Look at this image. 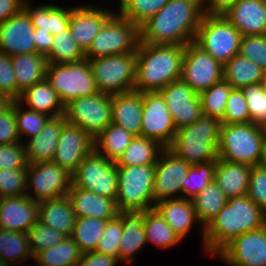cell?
I'll list each match as a JSON object with an SVG mask.
<instances>
[{
  "instance_id": "74e56055",
  "label": "cell",
  "mask_w": 266,
  "mask_h": 266,
  "mask_svg": "<svg viewBox=\"0 0 266 266\" xmlns=\"http://www.w3.org/2000/svg\"><path fill=\"white\" fill-rule=\"evenodd\" d=\"M0 257L11 266H22L25 261L33 258L28 232L0 229Z\"/></svg>"
},
{
  "instance_id": "f546056e",
  "label": "cell",
  "mask_w": 266,
  "mask_h": 266,
  "mask_svg": "<svg viewBox=\"0 0 266 266\" xmlns=\"http://www.w3.org/2000/svg\"><path fill=\"white\" fill-rule=\"evenodd\" d=\"M73 7L64 8L53 3L32 6L31 0H26L23 9L30 16L33 27L37 31H44L53 36L69 29V20Z\"/></svg>"
},
{
  "instance_id": "03108f58",
  "label": "cell",
  "mask_w": 266,
  "mask_h": 266,
  "mask_svg": "<svg viewBox=\"0 0 266 266\" xmlns=\"http://www.w3.org/2000/svg\"><path fill=\"white\" fill-rule=\"evenodd\" d=\"M0 266H11V265L7 263L3 258L0 257Z\"/></svg>"
},
{
  "instance_id": "b9f144b4",
  "label": "cell",
  "mask_w": 266,
  "mask_h": 266,
  "mask_svg": "<svg viewBox=\"0 0 266 266\" xmlns=\"http://www.w3.org/2000/svg\"><path fill=\"white\" fill-rule=\"evenodd\" d=\"M48 63L60 64L83 60L85 52L75 42L70 30L61 31L54 35L49 53L46 55Z\"/></svg>"
},
{
  "instance_id": "6125c7cd",
  "label": "cell",
  "mask_w": 266,
  "mask_h": 266,
  "mask_svg": "<svg viewBox=\"0 0 266 266\" xmlns=\"http://www.w3.org/2000/svg\"><path fill=\"white\" fill-rule=\"evenodd\" d=\"M205 14H222L238 0H202Z\"/></svg>"
},
{
  "instance_id": "91938a15",
  "label": "cell",
  "mask_w": 266,
  "mask_h": 266,
  "mask_svg": "<svg viewBox=\"0 0 266 266\" xmlns=\"http://www.w3.org/2000/svg\"><path fill=\"white\" fill-rule=\"evenodd\" d=\"M26 0H0V23L18 14Z\"/></svg>"
},
{
  "instance_id": "681fc988",
  "label": "cell",
  "mask_w": 266,
  "mask_h": 266,
  "mask_svg": "<svg viewBox=\"0 0 266 266\" xmlns=\"http://www.w3.org/2000/svg\"><path fill=\"white\" fill-rule=\"evenodd\" d=\"M123 221L122 212L109 220H106L104 233L99 240L94 252L115 257L118 260L120 239L122 236Z\"/></svg>"
},
{
  "instance_id": "836d02e7",
  "label": "cell",
  "mask_w": 266,
  "mask_h": 266,
  "mask_svg": "<svg viewBox=\"0 0 266 266\" xmlns=\"http://www.w3.org/2000/svg\"><path fill=\"white\" fill-rule=\"evenodd\" d=\"M266 72L246 57L236 54L223 66V79L234 89L264 82Z\"/></svg>"
},
{
  "instance_id": "1f68e13d",
  "label": "cell",
  "mask_w": 266,
  "mask_h": 266,
  "mask_svg": "<svg viewBox=\"0 0 266 266\" xmlns=\"http://www.w3.org/2000/svg\"><path fill=\"white\" fill-rule=\"evenodd\" d=\"M17 101L24 107L51 118L62 116L64 113V105L46 79L25 89Z\"/></svg>"
},
{
  "instance_id": "d6a6232c",
  "label": "cell",
  "mask_w": 266,
  "mask_h": 266,
  "mask_svg": "<svg viewBox=\"0 0 266 266\" xmlns=\"http://www.w3.org/2000/svg\"><path fill=\"white\" fill-rule=\"evenodd\" d=\"M17 89L22 93L25 89L46 79L48 61L45 55L27 53L11 57Z\"/></svg>"
},
{
  "instance_id": "484cf974",
  "label": "cell",
  "mask_w": 266,
  "mask_h": 266,
  "mask_svg": "<svg viewBox=\"0 0 266 266\" xmlns=\"http://www.w3.org/2000/svg\"><path fill=\"white\" fill-rule=\"evenodd\" d=\"M64 116L50 118L41 132L24 142L28 164L52 161L63 125Z\"/></svg>"
},
{
  "instance_id": "5bb4252c",
  "label": "cell",
  "mask_w": 266,
  "mask_h": 266,
  "mask_svg": "<svg viewBox=\"0 0 266 266\" xmlns=\"http://www.w3.org/2000/svg\"><path fill=\"white\" fill-rule=\"evenodd\" d=\"M223 66L191 42L185 45L181 79L200 94L223 79Z\"/></svg>"
},
{
  "instance_id": "f35d334b",
  "label": "cell",
  "mask_w": 266,
  "mask_h": 266,
  "mask_svg": "<svg viewBox=\"0 0 266 266\" xmlns=\"http://www.w3.org/2000/svg\"><path fill=\"white\" fill-rule=\"evenodd\" d=\"M81 252L70 236H66L54 247L38 252L33 260L35 266H76Z\"/></svg>"
},
{
  "instance_id": "4316f807",
  "label": "cell",
  "mask_w": 266,
  "mask_h": 266,
  "mask_svg": "<svg viewBox=\"0 0 266 266\" xmlns=\"http://www.w3.org/2000/svg\"><path fill=\"white\" fill-rule=\"evenodd\" d=\"M68 197L73 205L76 217H91L109 220L119 214L116 199L102 197L92 191L71 187Z\"/></svg>"
},
{
  "instance_id": "680465c9",
  "label": "cell",
  "mask_w": 266,
  "mask_h": 266,
  "mask_svg": "<svg viewBox=\"0 0 266 266\" xmlns=\"http://www.w3.org/2000/svg\"><path fill=\"white\" fill-rule=\"evenodd\" d=\"M118 260L115 257L98 252L82 253L76 266H116Z\"/></svg>"
},
{
  "instance_id": "d4e9b609",
  "label": "cell",
  "mask_w": 266,
  "mask_h": 266,
  "mask_svg": "<svg viewBox=\"0 0 266 266\" xmlns=\"http://www.w3.org/2000/svg\"><path fill=\"white\" fill-rule=\"evenodd\" d=\"M145 217L146 210L122 211L123 230L118 251L119 263L132 264L136 252L147 245Z\"/></svg>"
},
{
  "instance_id": "60d3db41",
  "label": "cell",
  "mask_w": 266,
  "mask_h": 266,
  "mask_svg": "<svg viewBox=\"0 0 266 266\" xmlns=\"http://www.w3.org/2000/svg\"><path fill=\"white\" fill-rule=\"evenodd\" d=\"M106 220L91 217H76L71 238L81 253L94 252L104 233Z\"/></svg>"
},
{
  "instance_id": "4dcf8cb0",
  "label": "cell",
  "mask_w": 266,
  "mask_h": 266,
  "mask_svg": "<svg viewBox=\"0 0 266 266\" xmlns=\"http://www.w3.org/2000/svg\"><path fill=\"white\" fill-rule=\"evenodd\" d=\"M38 220L66 236H71L76 214L68 195L40 202Z\"/></svg>"
},
{
  "instance_id": "8d00e7d4",
  "label": "cell",
  "mask_w": 266,
  "mask_h": 266,
  "mask_svg": "<svg viewBox=\"0 0 266 266\" xmlns=\"http://www.w3.org/2000/svg\"><path fill=\"white\" fill-rule=\"evenodd\" d=\"M163 149L164 147L155 140L135 136L116 162V166L155 165Z\"/></svg>"
},
{
  "instance_id": "9a60e30c",
  "label": "cell",
  "mask_w": 266,
  "mask_h": 266,
  "mask_svg": "<svg viewBox=\"0 0 266 266\" xmlns=\"http://www.w3.org/2000/svg\"><path fill=\"white\" fill-rule=\"evenodd\" d=\"M141 136L157 141L168 148L176 135L171 113L160 92L143 93Z\"/></svg>"
},
{
  "instance_id": "cb8c5ba5",
  "label": "cell",
  "mask_w": 266,
  "mask_h": 266,
  "mask_svg": "<svg viewBox=\"0 0 266 266\" xmlns=\"http://www.w3.org/2000/svg\"><path fill=\"white\" fill-rule=\"evenodd\" d=\"M142 112V92L133 90L112 95V123L123 127L134 136H141Z\"/></svg>"
},
{
  "instance_id": "52a82bcc",
  "label": "cell",
  "mask_w": 266,
  "mask_h": 266,
  "mask_svg": "<svg viewBox=\"0 0 266 266\" xmlns=\"http://www.w3.org/2000/svg\"><path fill=\"white\" fill-rule=\"evenodd\" d=\"M140 42V27L114 13L101 25L98 35L85 51L87 59L126 54L137 51Z\"/></svg>"
},
{
  "instance_id": "003e7915",
  "label": "cell",
  "mask_w": 266,
  "mask_h": 266,
  "mask_svg": "<svg viewBox=\"0 0 266 266\" xmlns=\"http://www.w3.org/2000/svg\"><path fill=\"white\" fill-rule=\"evenodd\" d=\"M263 83H264V85H265V89H266V77H265V80H264V82H263Z\"/></svg>"
},
{
  "instance_id": "83f0119b",
  "label": "cell",
  "mask_w": 266,
  "mask_h": 266,
  "mask_svg": "<svg viewBox=\"0 0 266 266\" xmlns=\"http://www.w3.org/2000/svg\"><path fill=\"white\" fill-rule=\"evenodd\" d=\"M252 166L216 160L214 181L227 199L247 195Z\"/></svg>"
},
{
  "instance_id": "ba28073f",
  "label": "cell",
  "mask_w": 266,
  "mask_h": 266,
  "mask_svg": "<svg viewBox=\"0 0 266 266\" xmlns=\"http://www.w3.org/2000/svg\"><path fill=\"white\" fill-rule=\"evenodd\" d=\"M241 39V33L222 14H204L194 43L224 65L239 54Z\"/></svg>"
},
{
  "instance_id": "816d5d0a",
  "label": "cell",
  "mask_w": 266,
  "mask_h": 266,
  "mask_svg": "<svg viewBox=\"0 0 266 266\" xmlns=\"http://www.w3.org/2000/svg\"><path fill=\"white\" fill-rule=\"evenodd\" d=\"M222 124L250 123L247 100L241 89H233L228 97Z\"/></svg>"
},
{
  "instance_id": "9f6ffc18",
  "label": "cell",
  "mask_w": 266,
  "mask_h": 266,
  "mask_svg": "<svg viewBox=\"0 0 266 266\" xmlns=\"http://www.w3.org/2000/svg\"><path fill=\"white\" fill-rule=\"evenodd\" d=\"M0 92L17 101L21 92L17 89L11 56L0 53Z\"/></svg>"
},
{
  "instance_id": "277c9868",
  "label": "cell",
  "mask_w": 266,
  "mask_h": 266,
  "mask_svg": "<svg viewBox=\"0 0 266 266\" xmlns=\"http://www.w3.org/2000/svg\"><path fill=\"white\" fill-rule=\"evenodd\" d=\"M221 126L219 119L202 115L178 129L168 149L190 165L216 161Z\"/></svg>"
},
{
  "instance_id": "9c48e42d",
  "label": "cell",
  "mask_w": 266,
  "mask_h": 266,
  "mask_svg": "<svg viewBox=\"0 0 266 266\" xmlns=\"http://www.w3.org/2000/svg\"><path fill=\"white\" fill-rule=\"evenodd\" d=\"M46 80L56 91L63 105L98 91L87 58L76 62L48 63Z\"/></svg>"
},
{
  "instance_id": "f1b7e54d",
  "label": "cell",
  "mask_w": 266,
  "mask_h": 266,
  "mask_svg": "<svg viewBox=\"0 0 266 266\" xmlns=\"http://www.w3.org/2000/svg\"><path fill=\"white\" fill-rule=\"evenodd\" d=\"M154 208L182 240L190 234L189 231L195 224H199L192 199L184 197L164 199L156 202Z\"/></svg>"
},
{
  "instance_id": "f5cc1de1",
  "label": "cell",
  "mask_w": 266,
  "mask_h": 266,
  "mask_svg": "<svg viewBox=\"0 0 266 266\" xmlns=\"http://www.w3.org/2000/svg\"><path fill=\"white\" fill-rule=\"evenodd\" d=\"M239 54L256 63L266 72V35L242 36Z\"/></svg>"
},
{
  "instance_id": "c3c4849f",
  "label": "cell",
  "mask_w": 266,
  "mask_h": 266,
  "mask_svg": "<svg viewBox=\"0 0 266 266\" xmlns=\"http://www.w3.org/2000/svg\"><path fill=\"white\" fill-rule=\"evenodd\" d=\"M66 235L43 224L39 220L28 230L29 247L33 257L45 249L60 243Z\"/></svg>"
},
{
  "instance_id": "ffe728a7",
  "label": "cell",
  "mask_w": 266,
  "mask_h": 266,
  "mask_svg": "<svg viewBox=\"0 0 266 266\" xmlns=\"http://www.w3.org/2000/svg\"><path fill=\"white\" fill-rule=\"evenodd\" d=\"M35 28L30 16L22 9L0 23V53L9 56L35 52Z\"/></svg>"
},
{
  "instance_id": "6f0895ef",
  "label": "cell",
  "mask_w": 266,
  "mask_h": 266,
  "mask_svg": "<svg viewBox=\"0 0 266 266\" xmlns=\"http://www.w3.org/2000/svg\"><path fill=\"white\" fill-rule=\"evenodd\" d=\"M21 142L17 130L15 101L12 106L0 114V145Z\"/></svg>"
},
{
  "instance_id": "7dc6e473",
  "label": "cell",
  "mask_w": 266,
  "mask_h": 266,
  "mask_svg": "<svg viewBox=\"0 0 266 266\" xmlns=\"http://www.w3.org/2000/svg\"><path fill=\"white\" fill-rule=\"evenodd\" d=\"M247 100L250 123L266 128V89L263 82L241 88Z\"/></svg>"
},
{
  "instance_id": "bcb514c9",
  "label": "cell",
  "mask_w": 266,
  "mask_h": 266,
  "mask_svg": "<svg viewBox=\"0 0 266 266\" xmlns=\"http://www.w3.org/2000/svg\"><path fill=\"white\" fill-rule=\"evenodd\" d=\"M24 108V109H23ZM18 101H15V115L17 121V130L20 136L21 142L22 137L27 136V140L36 136L43 129L45 123L51 118L50 116L26 109Z\"/></svg>"
},
{
  "instance_id": "ee69618b",
  "label": "cell",
  "mask_w": 266,
  "mask_h": 266,
  "mask_svg": "<svg viewBox=\"0 0 266 266\" xmlns=\"http://www.w3.org/2000/svg\"><path fill=\"white\" fill-rule=\"evenodd\" d=\"M169 0H119L116 10L139 27L160 11Z\"/></svg>"
},
{
  "instance_id": "7a4b0ae2",
  "label": "cell",
  "mask_w": 266,
  "mask_h": 266,
  "mask_svg": "<svg viewBox=\"0 0 266 266\" xmlns=\"http://www.w3.org/2000/svg\"><path fill=\"white\" fill-rule=\"evenodd\" d=\"M266 225V212L247 195L227 199L226 205L204 228L203 250L216 256L235 237Z\"/></svg>"
},
{
  "instance_id": "5b68a950",
  "label": "cell",
  "mask_w": 266,
  "mask_h": 266,
  "mask_svg": "<svg viewBox=\"0 0 266 266\" xmlns=\"http://www.w3.org/2000/svg\"><path fill=\"white\" fill-rule=\"evenodd\" d=\"M266 128L254 123L222 124L218 159L259 165Z\"/></svg>"
},
{
  "instance_id": "7c38bea8",
  "label": "cell",
  "mask_w": 266,
  "mask_h": 266,
  "mask_svg": "<svg viewBox=\"0 0 266 266\" xmlns=\"http://www.w3.org/2000/svg\"><path fill=\"white\" fill-rule=\"evenodd\" d=\"M72 186L116 199L118 172L115 162L93 150L71 174Z\"/></svg>"
},
{
  "instance_id": "44dd1931",
  "label": "cell",
  "mask_w": 266,
  "mask_h": 266,
  "mask_svg": "<svg viewBox=\"0 0 266 266\" xmlns=\"http://www.w3.org/2000/svg\"><path fill=\"white\" fill-rule=\"evenodd\" d=\"M109 10V11H108ZM114 10L83 4L73 6L69 20V30L75 42L85 52L98 35L101 25L114 13Z\"/></svg>"
},
{
  "instance_id": "db71d44e",
  "label": "cell",
  "mask_w": 266,
  "mask_h": 266,
  "mask_svg": "<svg viewBox=\"0 0 266 266\" xmlns=\"http://www.w3.org/2000/svg\"><path fill=\"white\" fill-rule=\"evenodd\" d=\"M247 197L266 212V168L252 166Z\"/></svg>"
},
{
  "instance_id": "8fae6325",
  "label": "cell",
  "mask_w": 266,
  "mask_h": 266,
  "mask_svg": "<svg viewBox=\"0 0 266 266\" xmlns=\"http://www.w3.org/2000/svg\"><path fill=\"white\" fill-rule=\"evenodd\" d=\"M112 95L97 92L64 105L67 123L81 127L93 139L112 123Z\"/></svg>"
},
{
  "instance_id": "ac0fdd59",
  "label": "cell",
  "mask_w": 266,
  "mask_h": 266,
  "mask_svg": "<svg viewBox=\"0 0 266 266\" xmlns=\"http://www.w3.org/2000/svg\"><path fill=\"white\" fill-rule=\"evenodd\" d=\"M159 92L165 99L177 130L203 115L199 94L182 79L169 83Z\"/></svg>"
},
{
  "instance_id": "7bdbcfd3",
  "label": "cell",
  "mask_w": 266,
  "mask_h": 266,
  "mask_svg": "<svg viewBox=\"0 0 266 266\" xmlns=\"http://www.w3.org/2000/svg\"><path fill=\"white\" fill-rule=\"evenodd\" d=\"M234 88L225 80L217 82L209 89L199 94L203 115L217 118L220 121L224 118L225 107Z\"/></svg>"
},
{
  "instance_id": "7402d4cb",
  "label": "cell",
  "mask_w": 266,
  "mask_h": 266,
  "mask_svg": "<svg viewBox=\"0 0 266 266\" xmlns=\"http://www.w3.org/2000/svg\"><path fill=\"white\" fill-rule=\"evenodd\" d=\"M39 203L26 194L3 197L0 202V229L28 232L38 221Z\"/></svg>"
},
{
  "instance_id": "ab89813d",
  "label": "cell",
  "mask_w": 266,
  "mask_h": 266,
  "mask_svg": "<svg viewBox=\"0 0 266 266\" xmlns=\"http://www.w3.org/2000/svg\"><path fill=\"white\" fill-rule=\"evenodd\" d=\"M144 229L146 243L150 242L162 249H169L182 242L180 236L173 231L155 208L146 210Z\"/></svg>"
},
{
  "instance_id": "e0dca14e",
  "label": "cell",
  "mask_w": 266,
  "mask_h": 266,
  "mask_svg": "<svg viewBox=\"0 0 266 266\" xmlns=\"http://www.w3.org/2000/svg\"><path fill=\"white\" fill-rule=\"evenodd\" d=\"M216 257L230 266H266V225L235 237Z\"/></svg>"
},
{
  "instance_id": "94428289",
  "label": "cell",
  "mask_w": 266,
  "mask_h": 266,
  "mask_svg": "<svg viewBox=\"0 0 266 266\" xmlns=\"http://www.w3.org/2000/svg\"><path fill=\"white\" fill-rule=\"evenodd\" d=\"M54 36L48 32L35 29V53L47 55L51 49Z\"/></svg>"
},
{
  "instance_id": "4fadbf2b",
  "label": "cell",
  "mask_w": 266,
  "mask_h": 266,
  "mask_svg": "<svg viewBox=\"0 0 266 266\" xmlns=\"http://www.w3.org/2000/svg\"><path fill=\"white\" fill-rule=\"evenodd\" d=\"M71 186V174L53 161L27 166L26 195L38 203L68 195Z\"/></svg>"
},
{
  "instance_id": "603a6c76",
  "label": "cell",
  "mask_w": 266,
  "mask_h": 266,
  "mask_svg": "<svg viewBox=\"0 0 266 266\" xmlns=\"http://www.w3.org/2000/svg\"><path fill=\"white\" fill-rule=\"evenodd\" d=\"M222 15L242 36L266 35V0H238Z\"/></svg>"
},
{
  "instance_id": "2e32d148",
  "label": "cell",
  "mask_w": 266,
  "mask_h": 266,
  "mask_svg": "<svg viewBox=\"0 0 266 266\" xmlns=\"http://www.w3.org/2000/svg\"><path fill=\"white\" fill-rule=\"evenodd\" d=\"M191 166L168 148L161 151L155 164L152 188L155 203L164 199L182 198V182Z\"/></svg>"
},
{
  "instance_id": "e575fe53",
  "label": "cell",
  "mask_w": 266,
  "mask_h": 266,
  "mask_svg": "<svg viewBox=\"0 0 266 266\" xmlns=\"http://www.w3.org/2000/svg\"><path fill=\"white\" fill-rule=\"evenodd\" d=\"M195 215L199 222L202 242L204 240V228L215 218L219 211L226 205L227 198L223 191L213 181L201 192L192 198Z\"/></svg>"
},
{
  "instance_id": "e7e4bbea",
  "label": "cell",
  "mask_w": 266,
  "mask_h": 266,
  "mask_svg": "<svg viewBox=\"0 0 266 266\" xmlns=\"http://www.w3.org/2000/svg\"><path fill=\"white\" fill-rule=\"evenodd\" d=\"M259 165L266 168V137L263 140Z\"/></svg>"
},
{
  "instance_id": "be15d7a7",
  "label": "cell",
  "mask_w": 266,
  "mask_h": 266,
  "mask_svg": "<svg viewBox=\"0 0 266 266\" xmlns=\"http://www.w3.org/2000/svg\"><path fill=\"white\" fill-rule=\"evenodd\" d=\"M14 100L6 93L0 92V114L5 112L13 104Z\"/></svg>"
},
{
  "instance_id": "6da1fadb",
  "label": "cell",
  "mask_w": 266,
  "mask_h": 266,
  "mask_svg": "<svg viewBox=\"0 0 266 266\" xmlns=\"http://www.w3.org/2000/svg\"><path fill=\"white\" fill-rule=\"evenodd\" d=\"M204 14L202 0H169L140 26V42L185 46L194 42Z\"/></svg>"
},
{
  "instance_id": "8992f818",
  "label": "cell",
  "mask_w": 266,
  "mask_h": 266,
  "mask_svg": "<svg viewBox=\"0 0 266 266\" xmlns=\"http://www.w3.org/2000/svg\"><path fill=\"white\" fill-rule=\"evenodd\" d=\"M116 205L119 212L150 210L155 207L153 182L155 165L117 167Z\"/></svg>"
},
{
  "instance_id": "3957f363",
  "label": "cell",
  "mask_w": 266,
  "mask_h": 266,
  "mask_svg": "<svg viewBox=\"0 0 266 266\" xmlns=\"http://www.w3.org/2000/svg\"><path fill=\"white\" fill-rule=\"evenodd\" d=\"M185 46L153 45L139 42L136 51L137 92H159L169 83L181 79Z\"/></svg>"
},
{
  "instance_id": "d6986e66",
  "label": "cell",
  "mask_w": 266,
  "mask_h": 266,
  "mask_svg": "<svg viewBox=\"0 0 266 266\" xmlns=\"http://www.w3.org/2000/svg\"><path fill=\"white\" fill-rule=\"evenodd\" d=\"M94 150V139L81 127L65 123L53 156V162L72 174Z\"/></svg>"
},
{
  "instance_id": "d590c367",
  "label": "cell",
  "mask_w": 266,
  "mask_h": 266,
  "mask_svg": "<svg viewBox=\"0 0 266 266\" xmlns=\"http://www.w3.org/2000/svg\"><path fill=\"white\" fill-rule=\"evenodd\" d=\"M134 137L123 127L111 123L94 139V150L116 163Z\"/></svg>"
},
{
  "instance_id": "11a10c76",
  "label": "cell",
  "mask_w": 266,
  "mask_h": 266,
  "mask_svg": "<svg viewBox=\"0 0 266 266\" xmlns=\"http://www.w3.org/2000/svg\"><path fill=\"white\" fill-rule=\"evenodd\" d=\"M27 166L23 142L0 145V169H20Z\"/></svg>"
},
{
  "instance_id": "f907efd6",
  "label": "cell",
  "mask_w": 266,
  "mask_h": 266,
  "mask_svg": "<svg viewBox=\"0 0 266 266\" xmlns=\"http://www.w3.org/2000/svg\"><path fill=\"white\" fill-rule=\"evenodd\" d=\"M27 168L0 169V197L26 194Z\"/></svg>"
},
{
  "instance_id": "f6af8a7d",
  "label": "cell",
  "mask_w": 266,
  "mask_h": 266,
  "mask_svg": "<svg viewBox=\"0 0 266 266\" xmlns=\"http://www.w3.org/2000/svg\"><path fill=\"white\" fill-rule=\"evenodd\" d=\"M215 165L216 161L192 165L182 182V197L192 199L209 183H212L214 181Z\"/></svg>"
},
{
  "instance_id": "30bf717a",
  "label": "cell",
  "mask_w": 266,
  "mask_h": 266,
  "mask_svg": "<svg viewBox=\"0 0 266 266\" xmlns=\"http://www.w3.org/2000/svg\"><path fill=\"white\" fill-rule=\"evenodd\" d=\"M96 88L105 94L133 91L136 77V51L88 59Z\"/></svg>"
}]
</instances>
